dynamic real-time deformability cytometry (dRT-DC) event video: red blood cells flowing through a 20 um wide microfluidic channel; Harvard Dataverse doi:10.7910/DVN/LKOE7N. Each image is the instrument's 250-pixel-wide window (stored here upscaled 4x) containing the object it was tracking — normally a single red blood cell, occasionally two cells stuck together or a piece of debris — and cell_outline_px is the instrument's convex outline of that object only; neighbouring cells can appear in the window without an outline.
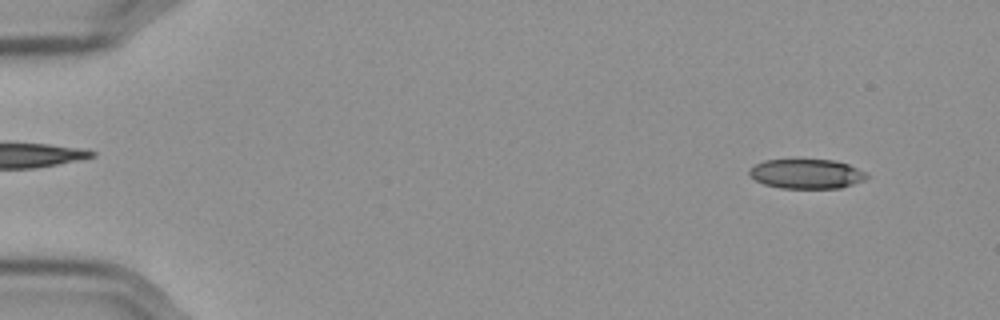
{"species": "Egyptian fruit bat (a non-hibernating species)", "species_latin": "Rousettus aegyptiacus", "temperature_condition": "cold", "stored_images_in_passage": 57, "camera_frame_rate_fps": 3000, "um_per_image_px": 0.085, "frame": {"image": 1, "passage_image": 5, "time_ms": 1.333, "image_size_px": [1000, 320], "cell_outline_px": [[868, 176], [864, 180], [840, 188], [780, 188], [764, 184], [756, 180], [748, 172], [756, 164], [764, 160], [836, 160], [848, 164], [868, 172]], "centroid_in_image_um": [68.6, 14.78], "position_along_channel_um": 16.4, "area_um2": 20.11}}
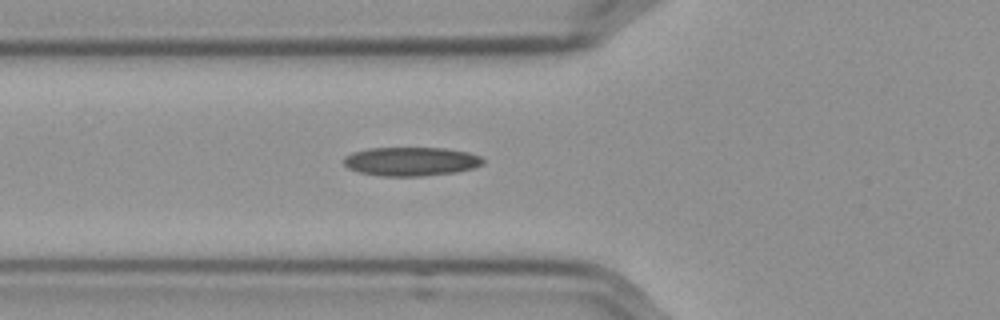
{"frame": {"image": 2, "passage_image": 21, "time_ms": 6.667, "image_size_px": [1000, 320], "cell_outline_px": [[484, 164], [472, 168], [456, 172], [420, 176], [380, 176], [360, 172], [348, 168], [344, 164], [344, 156], [352, 152], [368, 148], [444, 148], [468, 152], [480, 156], [484, 160]], "centroid_in_image_um": [34.93, 13.72], "position_along_channel_um": 90.9, "area_um2": 23.41}}
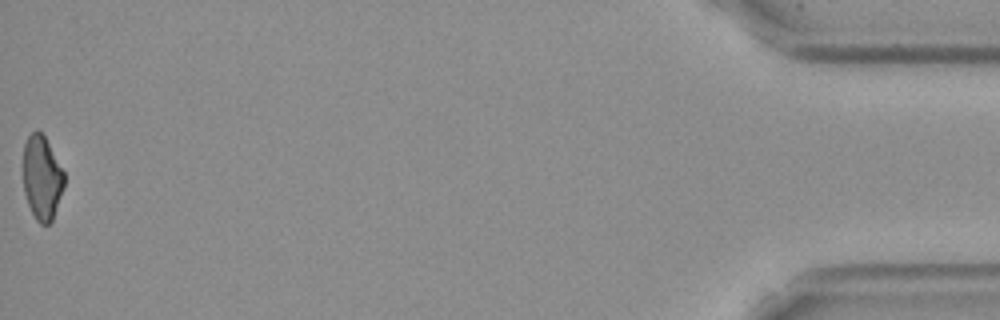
{"frame": {"image": 3, "passage_image": 57, "time_ms": 18.667, "image_size_px": [1000, 320], "cell_outline_px": [[64, 188], [52, 220], [48, 224], [40, 224], [36, 220], [28, 204], [24, 192], [24, 144], [28, 136], [36, 128], [44, 136], [64, 172]], "centroid_in_image_um": [3.57, 15.12], "position_along_channel_um": 431.6, "area_um2": 19.88}, "authors_computed_cell_mechanics": {"area_um2": 22.0218, "velocity_mm_per_s": 3.5997, "shape_relaxation_time_tau1_ms": null, "shape_relaxation_time_tau2_ms": 6.78, "deformation_change_tau1": null, "deformation_change_tau2": 0.156}}